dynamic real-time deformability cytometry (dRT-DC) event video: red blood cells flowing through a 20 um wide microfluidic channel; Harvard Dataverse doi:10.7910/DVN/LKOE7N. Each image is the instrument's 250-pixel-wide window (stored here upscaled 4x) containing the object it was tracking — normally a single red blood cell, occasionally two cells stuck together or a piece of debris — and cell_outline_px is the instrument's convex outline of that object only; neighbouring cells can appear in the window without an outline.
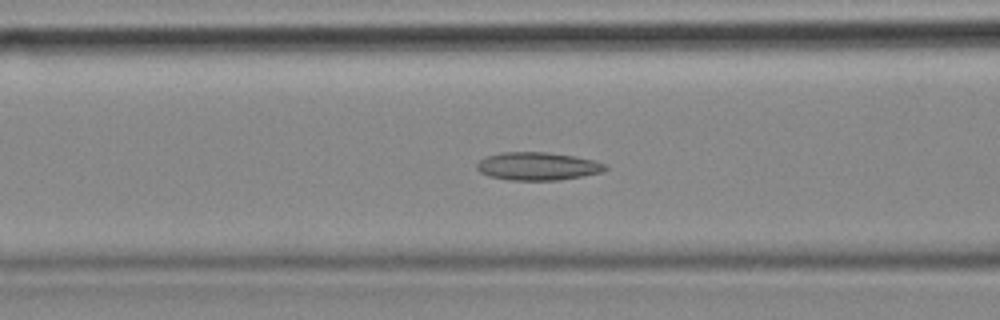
{"species": "common noctule bat (a hibernating species)", "species_latin": "Nyctalus noctula", "temperature_condition": "cold", "stored_images_in_passage": 55, "camera_frame_rate_fps": 3000, "um_per_image_px": 0.085, "animal": {"sex": "female", "body_mass_g": 18.4}, "frame": {"image": 1, "passage_image": 21, "time_ms": 6.667, "image_size_px": [1000, 320], "cell_outline_px": [[608, 168], [604, 172], [556, 180], [508, 180], [488, 176], [480, 172], [476, 168], [476, 164], [480, 160], [488, 156], [500, 152], [548, 152], [572, 156], [592, 160], [608, 164]], "centroid_in_image_um": [45.69, 14.13], "position_along_channel_um": 120.9, "area_um2": 20.92}}
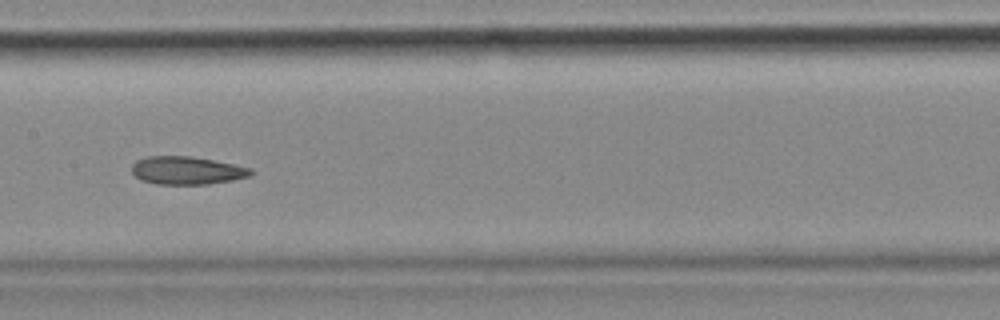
{"frame": {"image": 2, "passage_image": 27, "time_ms": 8.667, "image_size_px": [1000, 320], "cell_outline_px": [[252, 172], [248, 176], [232, 180], [208, 184], [156, 184], [140, 180], [132, 172], [132, 164], [136, 160], [148, 156], [188, 156], [212, 160], [252, 168]], "centroid_in_image_um": [15.83, 14.49], "position_along_channel_um": 191.6, "area_um2": 19.25}}
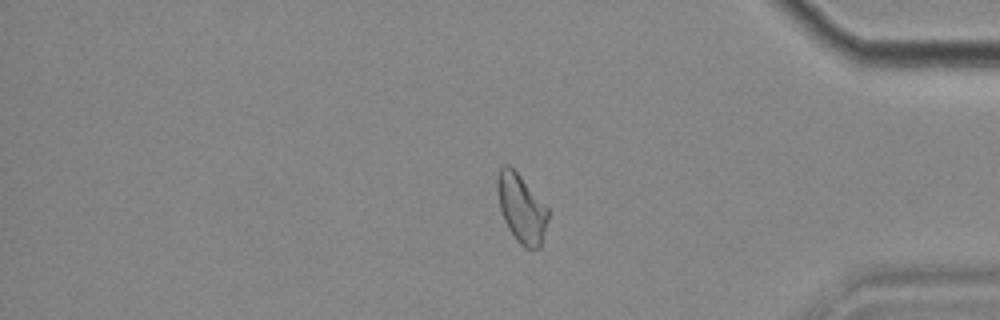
{"frame": {"image": 3, "passage_image": 46, "time_ms": 15.0, "image_size_px": [1000, 320], "cell_outline_px": [[548, 220], [540, 248], [524, 248], [516, 240], [508, 228], [504, 220], [500, 208], [496, 192], [496, 180], [500, 168], [504, 164], [508, 164], [520, 176], [548, 208]], "centroid_in_image_um": [44.3, 17.72], "position_along_channel_um": 390.9, "area_um2": 20.11}, "authors_computed_cell_mechanics": {"area_um2": 20.5768, "velocity_mm_per_s": 3.5361, "shape_relaxation_time_tau1_ms": null, "shape_relaxation_time_tau2_ms": 4.7872, "deformation_change_tau1": null, "deformation_change_tau2": 0.1174}}